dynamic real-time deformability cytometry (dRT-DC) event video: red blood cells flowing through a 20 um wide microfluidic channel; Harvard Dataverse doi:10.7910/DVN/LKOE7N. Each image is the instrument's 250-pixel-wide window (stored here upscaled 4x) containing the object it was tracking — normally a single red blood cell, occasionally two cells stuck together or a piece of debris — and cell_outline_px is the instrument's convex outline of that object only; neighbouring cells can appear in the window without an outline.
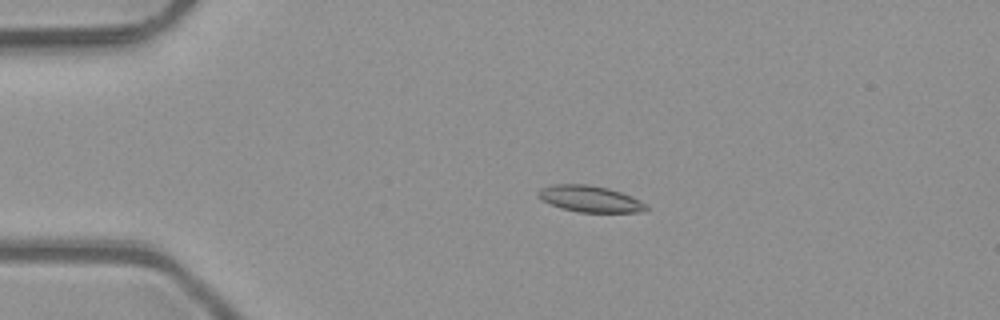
{"species": "common noctule bat (a hibernating species)", "species_latin": "Nyctalus noctula", "temperature_condition": "room temperature", "stored_images_in_passage": 52, "camera_frame_rate_fps": 3000, "um_per_image_px": 0.085, "animal": {"sex": "male", "body_mass_g": 23.1, "forearm_length_mm": 52.7}, "frame": {"image": 1, "passage_image": 12, "time_ms": 3.667, "image_size_px": [1000, 320], "cell_outline_px": [[648, 208], [640, 212], [580, 212], [560, 208], [536, 196], [536, 192], [540, 188], [552, 184], [588, 184], [608, 188], [632, 196], [648, 204]], "centroid_in_image_um": [50.14, 16.89], "position_along_channel_um": 34.9, "area_um2": 16.65}}
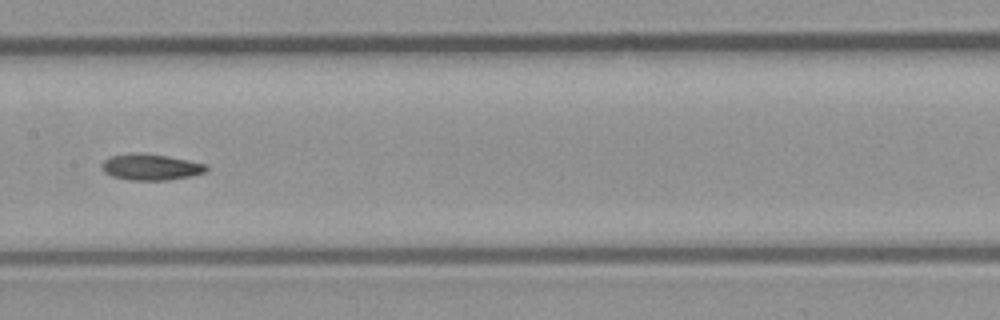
{"frame": {"image": 2, "passage_image": 27, "time_ms": 8.667, "image_size_px": [1000, 320], "cell_outline_px": [[208, 168], [204, 172], [192, 176], [168, 180], [128, 180], [112, 176], [104, 172], [100, 168], [100, 164], [104, 160], [112, 156], [136, 152], [140, 152], [188, 160], [208, 164]], "centroid_in_image_um": [12.79, 14.2], "position_along_channel_um": 194.6, "area_um2": 16.01}}
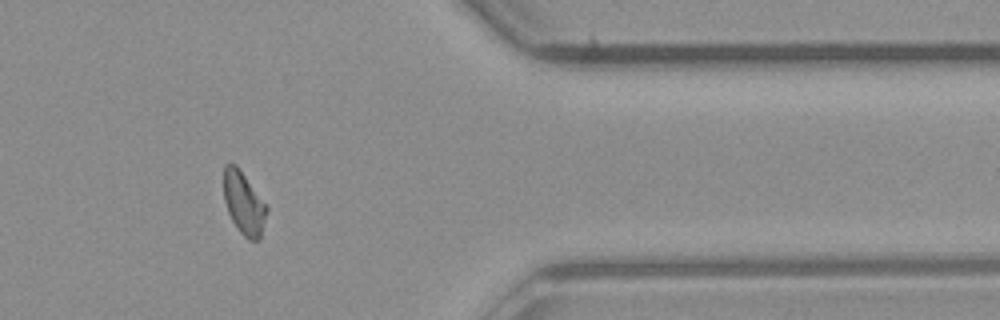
{"frame": {"image": 3, "passage_image": 43, "time_ms": 14.0, "image_size_px": [1000, 320], "cell_outline_px": [[268, 208], [260, 240], [248, 240], [236, 228], [228, 212], [224, 200], [224, 164], [228, 160], [236, 164]], "centroid_in_image_um": [20.7, 17.26], "position_along_channel_um": 390.7, "area_um2": 15.66}, "authors_computed_cell_mechanics": {"area_um2": 16.0106, "velocity_mm_per_s": 4.0855, "shape_relaxation_time_tau1_ms": null, "shape_relaxation_time_tau2_ms": 8.3505, "deformation_change_tau1": null, "deformation_change_tau2": 0.1051}}